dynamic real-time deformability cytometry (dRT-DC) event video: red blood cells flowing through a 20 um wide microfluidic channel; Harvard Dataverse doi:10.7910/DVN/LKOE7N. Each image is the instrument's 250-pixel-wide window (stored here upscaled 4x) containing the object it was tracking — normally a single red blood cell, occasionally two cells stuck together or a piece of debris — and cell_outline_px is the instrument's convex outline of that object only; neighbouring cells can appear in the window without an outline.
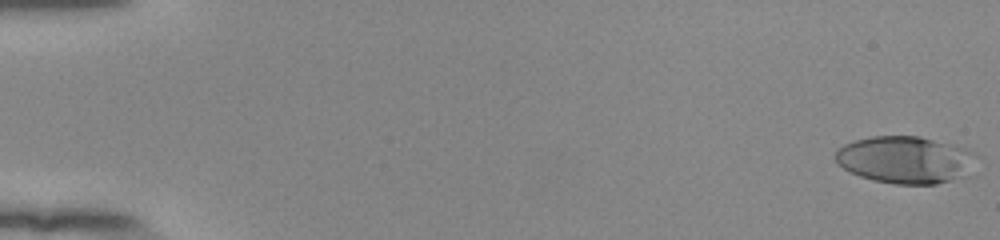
{"species": "human", "species_latin": "Homo sapiens", "temperature_condition": "room temperature", "stored_images_in_passage": 54, "camera_frame_rate_fps": 3000, "um_per_image_px": 0.085, "donor": {"sex": "female"}, "frame": {"image": 1, "passage_image": 1, "time_ms": 0.0, "image_size_px": [1000, 240], "cell_outline_px": [[976, 156], [956, 176], [948, 180], [936, 184], [896, 184], [872, 180], [860, 176], [844, 168], [836, 160], [836, 148], [844, 144], [856, 140], [872, 136], [920, 136], [968, 148], [976, 152]], "centroid_in_image_um": [76.85, 13.54], "position_along_channel_um": 8.2, "area_um2": 37.8}}
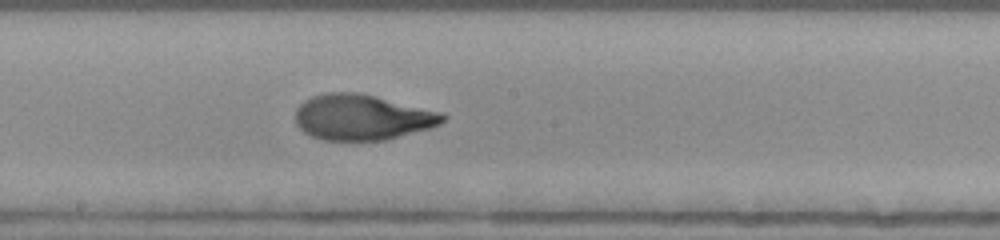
{"frame": {"image": 2, "passage_image": 31, "time_ms": 10.0, "image_size_px": [1000, 240], "cell_outline_px": [[448, 116], [440, 124], [432, 128], [384, 140], [324, 140], [312, 136], [304, 132], [296, 124], [296, 108], [304, 100], [312, 96], [328, 92], [356, 92], [376, 96], [440, 112]], "centroid_in_image_um": [30.77, 9.96], "position_along_channel_um": 217.4, "area_um2": 39.07}}
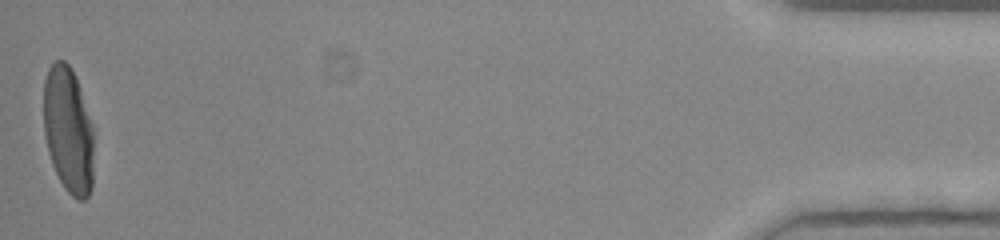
{"frame": {"image": 3, "passage_image": 54, "time_ms": 17.667, "image_size_px": [1000, 240], "cell_outline_px": [[92, 188], [88, 196], [84, 200], [76, 200], [64, 188], [52, 164], [48, 152], [44, 132], [44, 80], [48, 68], [56, 60], [64, 60], [72, 68], [76, 76], [92, 124]], "centroid_in_image_um": [5.79, 11.05], "position_along_channel_um": 429.4, "area_um2": 36.93}, "authors_computed_cell_mechanics": {"area_um2": 38.148, "velocity_mm_per_s": 3.896, "shape_relaxation_time_tau1_ms": 4.8759, "shape_relaxation_time_tau2_ms": 0.807, "deformation_change_tau1": 0.2517, "deformation_change_tau2": 0.0568}}